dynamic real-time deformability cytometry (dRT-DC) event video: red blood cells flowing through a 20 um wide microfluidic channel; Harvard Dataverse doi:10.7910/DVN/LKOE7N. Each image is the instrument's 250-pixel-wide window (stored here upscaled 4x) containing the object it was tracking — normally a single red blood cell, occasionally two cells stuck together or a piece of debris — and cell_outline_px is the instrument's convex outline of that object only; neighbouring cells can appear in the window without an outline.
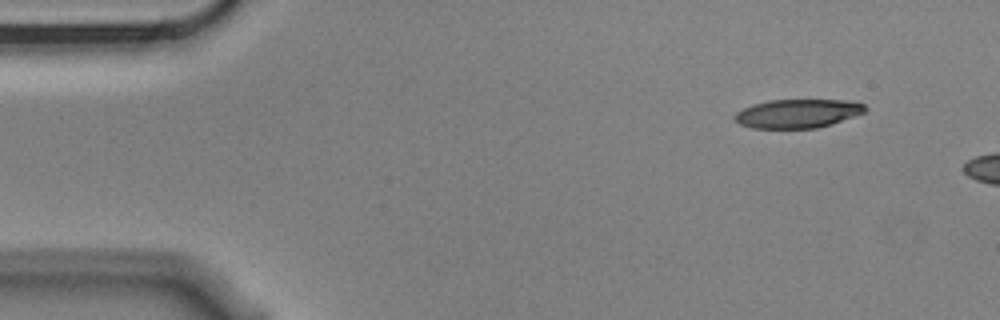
{"species": "Egyptian fruit bat (a non-hibernating species)", "species_latin": "Rousettus aegyptiacus", "temperature_condition": "cold", "stored_images_in_passage": 2, "camera_frame_rate_fps": 3000, "um_per_image_px": 0.085, "animal": {"sex": "male"}, "frame": {"image": 1, "passage_image": 1, "time_ms": 0.0, "image_size_px": [1000, 320], "cell_outline_px": [[868, 108], [864, 112], [832, 124], [816, 128], [752, 128], [740, 124], [732, 116], [736, 112], [752, 104], [768, 100], [856, 100], [864, 104]], "centroid_in_image_um": [67.81, 9.64], "position_along_channel_um": 17.2, "area_um2": 21.96}}